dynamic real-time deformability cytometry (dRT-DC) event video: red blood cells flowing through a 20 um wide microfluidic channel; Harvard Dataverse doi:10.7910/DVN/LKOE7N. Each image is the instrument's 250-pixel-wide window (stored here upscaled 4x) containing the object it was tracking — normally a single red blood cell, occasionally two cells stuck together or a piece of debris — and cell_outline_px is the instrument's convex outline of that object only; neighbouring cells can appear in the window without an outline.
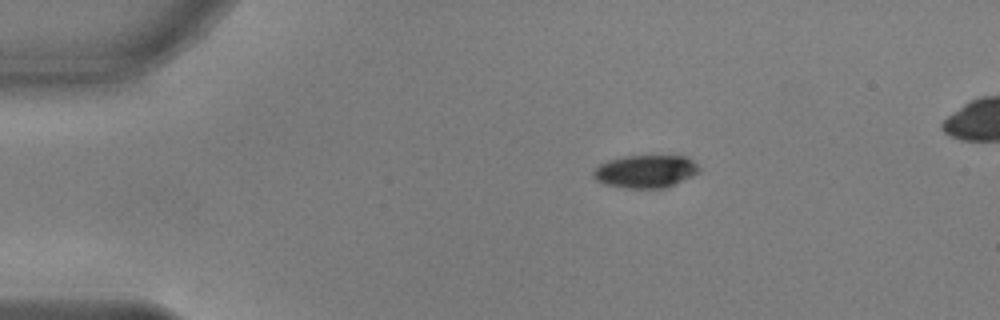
{"species": "common noctule bat (a hibernating species)", "species_latin": "Nyctalus noctula", "temperature_condition": "warm", "stored_images_in_passage": 45, "camera_frame_rate_fps": 3000, "um_per_image_px": 0.085, "animal": {"sex": "male", "body_mass_g": 17.9, "forearm_length_mm": 54.2}, "frame": {"image": 1, "passage_image": 1, "time_ms": 0.0, "image_size_px": [1000, 320], "cell_outline_px": [[700, 172], [668, 188], [624, 188], [604, 184], [596, 180], [592, 176], [592, 172], [600, 164], [608, 160], [624, 156], [688, 156], [700, 168]], "centroid_in_image_um": [54.88, 14.58], "position_along_channel_um": 30.1, "area_um2": 20.4}}
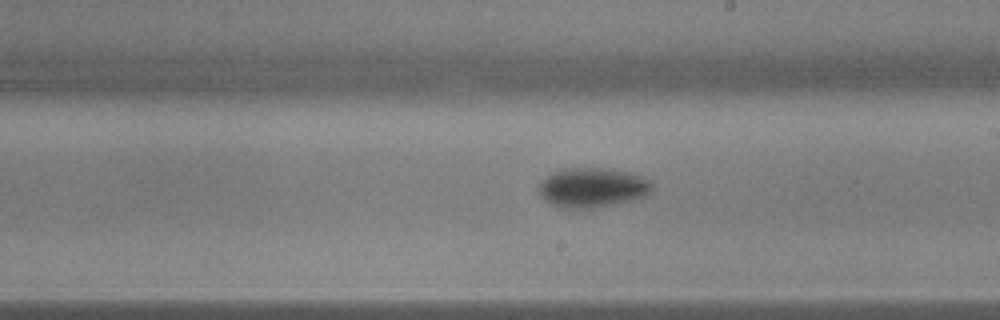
{"frame": {"image": 2, "passage_image": 22, "time_ms": 7.0, "image_size_px": [1000, 320], "cell_outline_px": [[652, 192], [644, 196], [632, 200], [600, 208], [560, 208], [544, 200], [536, 192], [536, 188], [548, 176], [564, 168], [604, 168], [632, 172], [648, 180], [652, 184]], "centroid_in_image_um": [50.35, 15.96], "position_along_channel_um": 238.7, "area_um2": 26.36}}
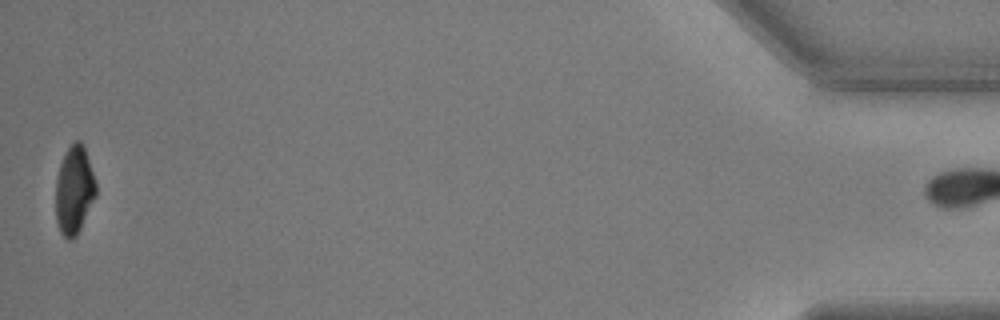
{"frame": {"image": 3, "passage_image": 44, "time_ms": 14.333, "image_size_px": [1000, 320], "cell_outline_px": [[96, 196], [76, 236], [72, 240], [68, 240], [60, 232], [56, 220], [56, 176], [60, 164], [68, 148], [76, 140], [80, 140], [84, 144], [96, 184]], "centroid_in_image_um": [6.3, 16.16], "position_along_channel_um": 428.9, "area_um2": 20.58}}